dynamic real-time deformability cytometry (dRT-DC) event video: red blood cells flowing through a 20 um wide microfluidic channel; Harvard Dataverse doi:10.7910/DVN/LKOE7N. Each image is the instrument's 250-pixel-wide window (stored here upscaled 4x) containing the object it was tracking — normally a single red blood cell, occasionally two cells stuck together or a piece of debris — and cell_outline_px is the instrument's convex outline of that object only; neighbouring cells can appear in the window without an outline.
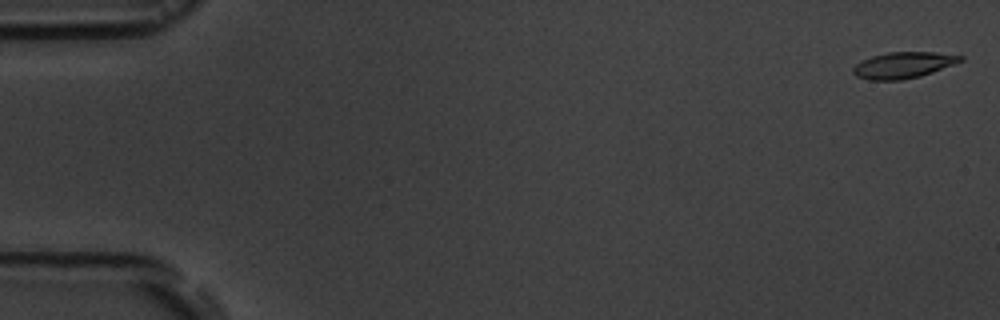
{"species": "common noctule bat (a hibernating species)", "species_latin": "Nyctalus noctula", "temperature_condition": "room temperature", "stored_images_in_passage": 23, "camera_frame_rate_fps": 3000, "um_per_image_px": 0.085, "animal": {"sex": "male", "body_mass_g": 19.5, "forearm_length_mm": 54.6}, "frame": {"image": 1, "passage_image": 1, "time_ms": 0.0, "image_size_px": [1000, 320], "cell_outline_px": [[964, 60], [932, 72], [920, 76], [900, 80], [868, 80], [856, 76], [852, 72], [852, 68], [860, 60], [872, 56], [888, 52], [932, 52], [964, 56]], "centroid_in_image_um": [76.73, 5.53], "position_along_channel_um": 8.3, "area_um2": 16.36}}
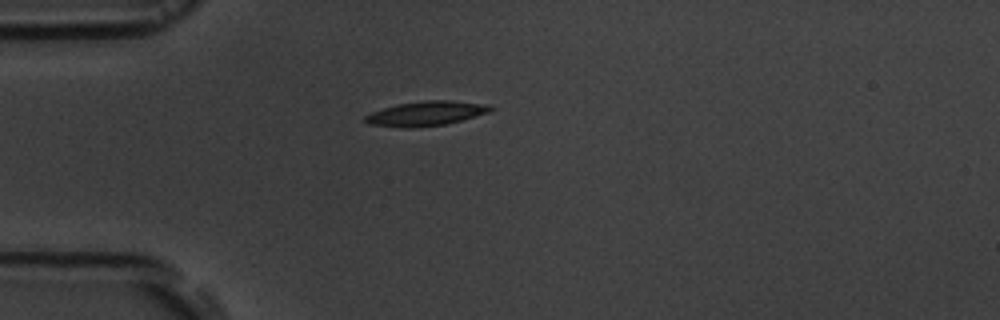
{"frame": {"image": 2, "passage_image": 15, "time_ms": 4.667, "image_size_px": [1000, 320], "cell_outline_px": [[496, 108], [488, 112], [460, 120], [444, 124], [408, 128], [404, 128], [368, 124], [364, 120], [364, 116], [372, 112], [396, 104], [428, 100], [452, 100], [492, 104]], "centroid_in_image_um": [36.23, 9.63], "position_along_channel_um": 48.8, "area_um2": 17.92}}
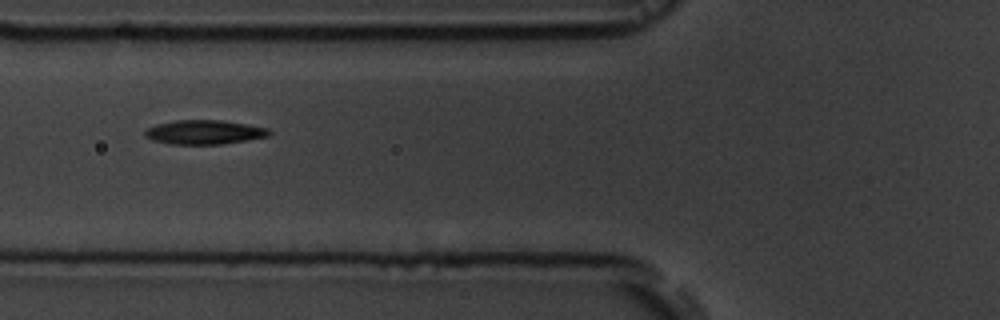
{"frame": {"image": 3, "passage_image": 21, "time_ms": 6.667, "image_size_px": [1000, 320], "cell_outline_px": [[272, 132], [268, 136], [248, 140], [220, 144], [168, 144], [152, 140], [144, 136], [144, 132], [148, 128], [156, 124], [176, 120], [224, 120], [248, 124], [268, 128]], "centroid_in_image_um": [17.37, 11.23], "position_along_channel_um": 108.4, "area_um2": 17.63}}